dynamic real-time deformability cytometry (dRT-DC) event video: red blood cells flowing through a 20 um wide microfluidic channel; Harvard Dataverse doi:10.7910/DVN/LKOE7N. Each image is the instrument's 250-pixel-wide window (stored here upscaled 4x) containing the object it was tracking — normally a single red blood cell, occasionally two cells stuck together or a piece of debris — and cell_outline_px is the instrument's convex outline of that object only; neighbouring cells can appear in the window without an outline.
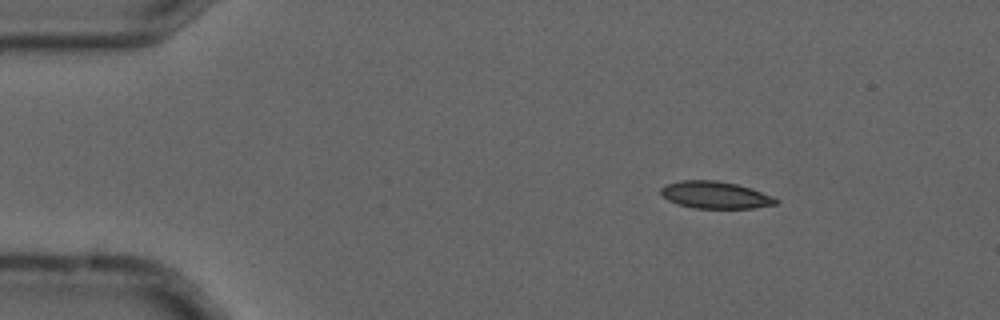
{"species": "common noctule bat (a hibernating species)", "species_latin": "Nyctalus noctula", "temperature_condition": "cold", "stored_images_in_passage": 5, "camera_frame_rate_fps": 3000, "um_per_image_px": 0.085, "animal": {"sex": "male", "forearm_length_mm": 52.5}, "frame": {"image": 1, "passage_image": 2, "time_ms": 0.333, "image_size_px": [1000, 320], "cell_outline_px": [[780, 204], [752, 208], [692, 208], [668, 200], [660, 192], [660, 188], [668, 184], [680, 180], [716, 180], [736, 184], [752, 188], [772, 196], [780, 200]], "centroid_in_image_um": [60.84, 16.57], "position_along_channel_um": 24.2, "area_um2": 18.21}}